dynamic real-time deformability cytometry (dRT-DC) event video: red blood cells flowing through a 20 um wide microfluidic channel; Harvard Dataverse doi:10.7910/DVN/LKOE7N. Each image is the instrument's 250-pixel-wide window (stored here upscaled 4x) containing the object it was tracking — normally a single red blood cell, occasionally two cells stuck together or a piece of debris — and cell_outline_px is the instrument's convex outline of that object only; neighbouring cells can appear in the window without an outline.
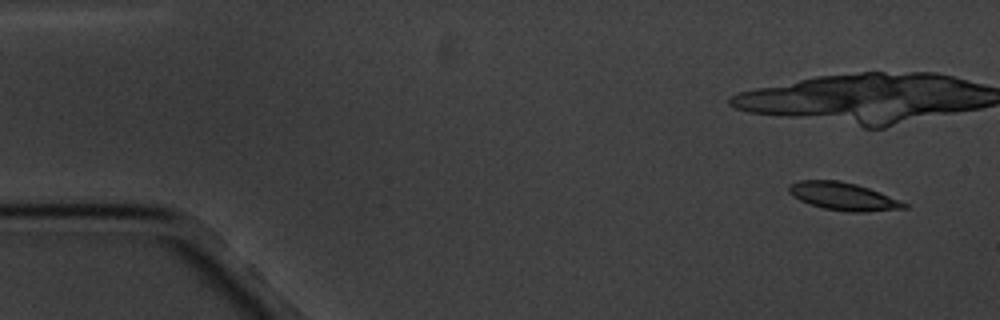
{"species": "common noctule bat (a hibernating species)", "species_latin": "Nyctalus noctula", "temperature_condition": "cold", "stored_images_in_passage": 6, "camera_frame_rate_fps": 3000, "um_per_image_px": 0.085, "animal": {"sex": "male", "body_mass_g": 20.1, "forearm_length_mm": 53.5}, "frame": {"image": 1, "passage_image": 1, "time_ms": 0.0, "image_size_px": [1000, 320], "cell_outline_px": [[908, 208], [864, 212], [848, 212], [824, 208], [800, 200], [788, 192], [788, 184], [800, 180], [840, 180], [856, 184], [880, 192], [908, 204]], "centroid_in_image_um": [71.67, 16.68], "position_along_channel_um": 13.3, "area_um2": 18.55}}